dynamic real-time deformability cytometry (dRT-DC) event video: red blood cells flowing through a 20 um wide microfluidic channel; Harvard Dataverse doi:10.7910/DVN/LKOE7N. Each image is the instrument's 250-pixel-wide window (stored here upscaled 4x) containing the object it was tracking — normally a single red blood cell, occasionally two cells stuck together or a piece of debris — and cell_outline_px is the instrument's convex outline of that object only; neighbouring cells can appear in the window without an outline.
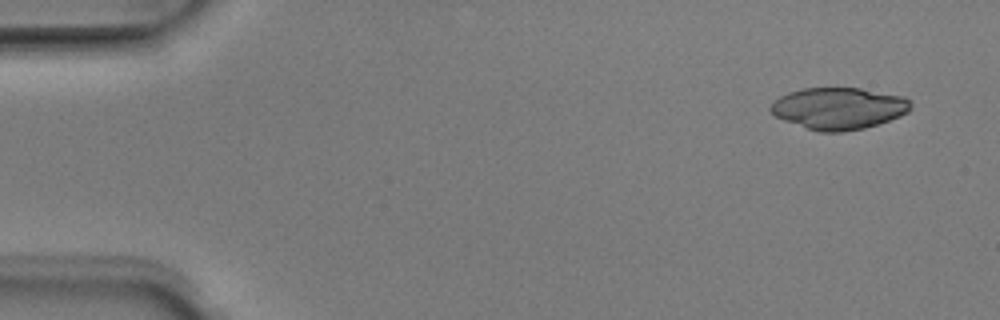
{"species": "Egyptian fruit bat (a non-hibernating species)", "species_latin": "Rousettus aegyptiacus", "temperature_condition": "room temperature", "stored_images_in_passage": 4, "camera_frame_rate_fps": 3000, "um_per_image_px": 0.085, "animal": {"sex": "male"}, "frame": {"image": 1, "passage_image": 1, "time_ms": 0.0, "image_size_px": [1000, 320], "cell_outline_px": [[912, 108], [908, 112], [900, 116], [864, 128], [844, 132], [820, 132], [784, 120], [776, 116], [768, 108], [780, 96], [788, 92], [804, 88], [860, 88], [904, 96], [912, 100]], "centroid_in_image_um": [71.33, 9.2], "position_along_channel_um": 13.7, "area_um2": 34.04}}